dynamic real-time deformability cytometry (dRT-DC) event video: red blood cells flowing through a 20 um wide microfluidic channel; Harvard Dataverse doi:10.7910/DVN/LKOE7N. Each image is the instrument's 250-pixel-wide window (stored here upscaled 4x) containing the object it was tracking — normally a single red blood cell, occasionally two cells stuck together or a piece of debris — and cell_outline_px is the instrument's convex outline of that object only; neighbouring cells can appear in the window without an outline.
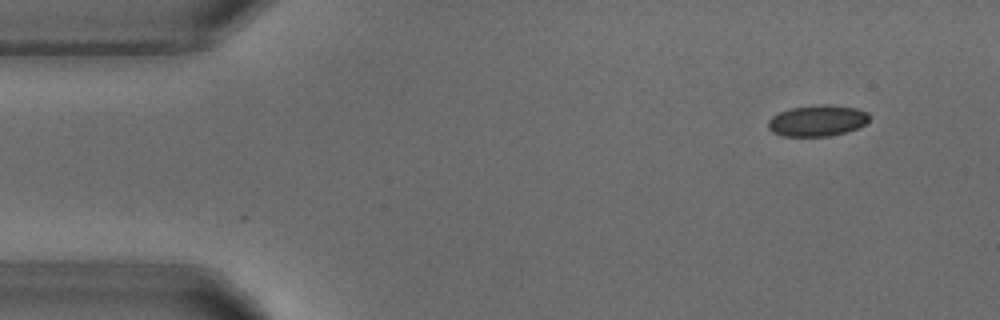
{"species": "common noctule bat (a hibernating species)", "species_latin": "Nyctalus noctula", "temperature_condition": "warm", "stored_images_in_passage": 11, "camera_frame_rate_fps": 3000, "um_per_image_px": 0.085, "animal": {"sex": "male", "body_mass_g": 18.8}, "frame": {"image": 1, "passage_image": 1, "time_ms": 0.0, "image_size_px": [1000, 320], "cell_outline_px": [[868, 120], [864, 124], [856, 128], [844, 132], [828, 136], [784, 136], [772, 132], [768, 128], [768, 120], [772, 116], [780, 112], [792, 108], [820, 104], [828, 104], [856, 108], [868, 112]], "centroid_in_image_um": [69.45, 10.25], "position_along_channel_um": 15.6, "area_um2": 18.21}}
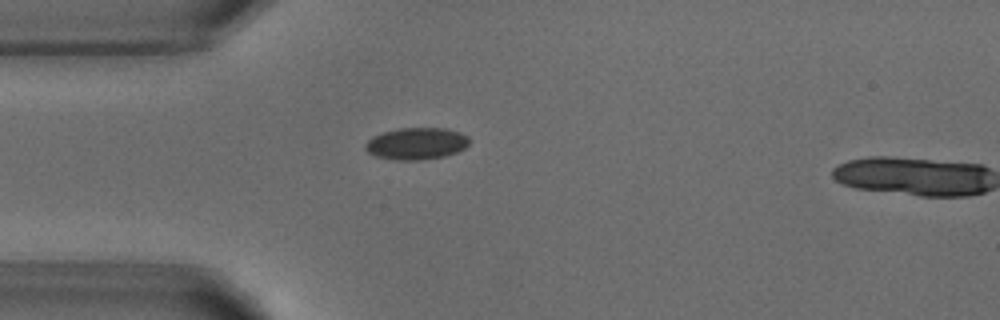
{"frame": {"image": 2, "passage_image": 10, "time_ms": 3.0, "image_size_px": [1000, 320], "cell_outline_px": [[468, 144], [464, 148], [456, 152], [444, 156], [420, 160], [396, 160], [376, 156], [368, 152], [364, 148], [364, 144], [372, 136], [384, 132], [400, 128], [444, 128], [460, 132], [468, 136]], "centroid_in_image_um": [35.37, 12.2], "position_along_channel_um": 49.6, "area_um2": 19.25}}